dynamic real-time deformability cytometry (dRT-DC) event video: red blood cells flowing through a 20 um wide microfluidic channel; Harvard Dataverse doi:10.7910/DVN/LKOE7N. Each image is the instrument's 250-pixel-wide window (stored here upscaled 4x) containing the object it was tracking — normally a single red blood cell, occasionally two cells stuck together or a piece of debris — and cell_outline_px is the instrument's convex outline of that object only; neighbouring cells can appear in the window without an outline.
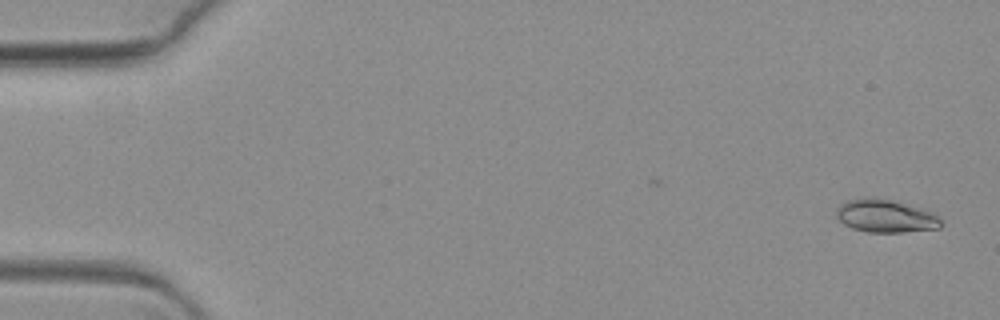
{"species": "common noctule bat (a hibernating species)", "species_latin": "Nyctalus noctula", "temperature_condition": "warm", "stored_images_in_passage": 68, "camera_frame_rate_fps": 3000, "um_per_image_px": 0.085, "animal": {"sex": "female", "body_mass_g": 19.3, "forearm_length_mm": 54.1}, "frame": {"image": 1, "passage_image": 3, "time_ms": 0.667, "image_size_px": [1000, 320], "cell_outline_px": [[944, 224], [940, 228], [904, 232], [868, 232], [852, 228], [844, 224], [836, 216], [836, 208], [840, 204], [848, 200], [888, 200], [920, 208], [932, 212]], "centroid_in_image_um": [75.29, 18.41], "position_along_channel_um": 9.7, "area_um2": 19.36}}
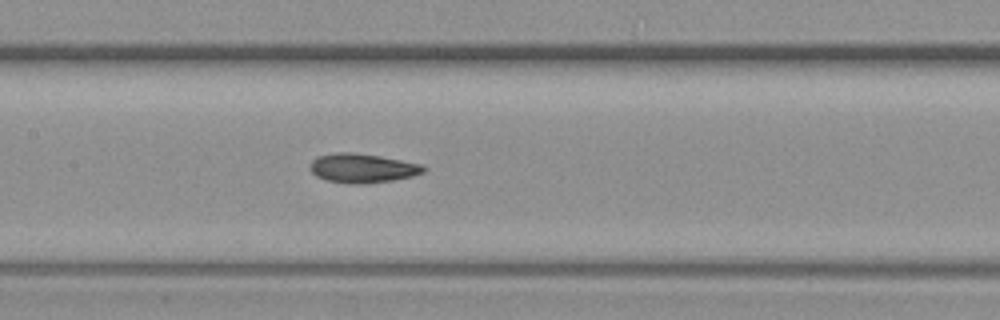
{"frame": {"image": 2, "passage_image": 34, "time_ms": 11.0, "image_size_px": [1000, 320], "cell_outline_px": [[428, 168], [424, 172], [412, 176], [392, 180], [368, 184], [348, 184], [324, 180], [316, 176], [308, 168], [312, 160], [316, 156], [336, 152], [352, 152], [380, 156], [420, 164]], "centroid_in_image_um": [30.76, 14.3], "position_along_channel_um": 176.6, "area_um2": 19.54}}
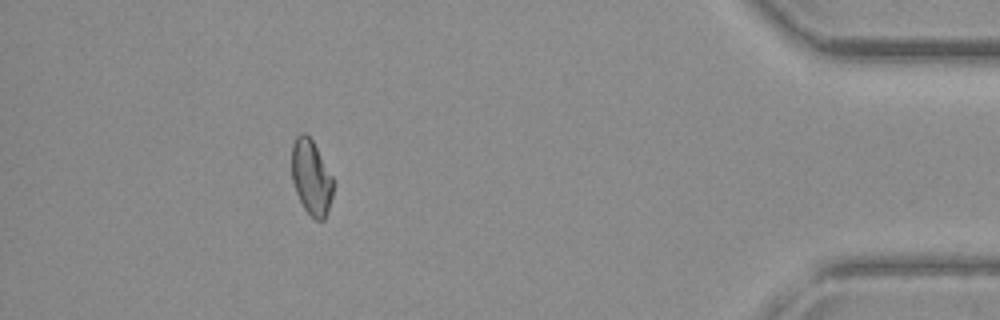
{"frame": {"image": 3, "passage_image": 62, "time_ms": 20.333, "image_size_px": [1000, 320], "cell_outline_px": [[332, 196], [324, 220], [316, 220], [304, 208], [296, 192], [292, 180], [292, 144], [296, 136], [300, 132], [304, 132], [312, 140], [332, 176]], "centroid_in_image_um": [26.43, 15.05], "position_along_channel_um": 408.8, "area_um2": 17.8}}